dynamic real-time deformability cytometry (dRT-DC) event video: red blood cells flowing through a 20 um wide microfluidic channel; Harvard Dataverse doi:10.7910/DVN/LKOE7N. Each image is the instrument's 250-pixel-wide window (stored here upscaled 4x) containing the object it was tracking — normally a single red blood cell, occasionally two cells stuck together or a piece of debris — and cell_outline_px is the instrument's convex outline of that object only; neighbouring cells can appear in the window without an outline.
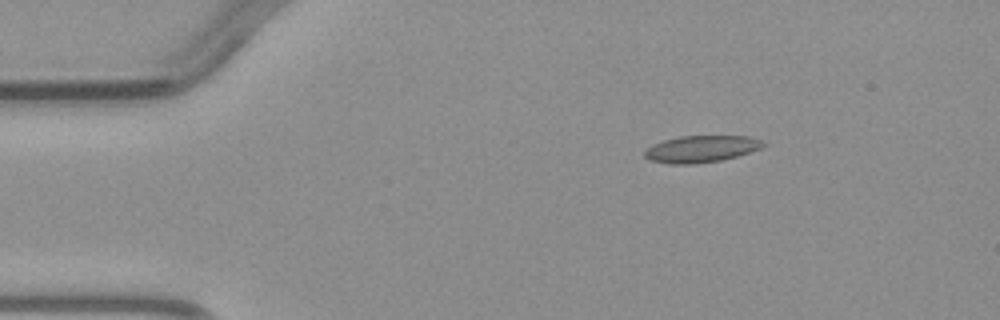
{"species": "common noctule bat (a hibernating species)", "species_latin": "Nyctalus noctula", "temperature_condition": "warm", "stored_images_in_passage": 5, "camera_frame_rate_fps": 3000, "um_per_image_px": 0.085, "animal": {"sex": "male", "body_mass_g": 23.1, "forearm_length_mm": 52.7}, "frame": {"image": 1, "passage_image": 3, "time_ms": 2.333, "image_size_px": [1000, 320], "cell_outline_px": [[768, 144], [760, 148], [736, 156], [720, 160], [692, 164], [668, 164], [648, 160], [644, 156], [644, 152], [652, 144], [664, 140], [680, 136], [748, 136], [760, 140]], "centroid_in_image_um": [59.56, 12.66], "position_along_channel_um": 25.4, "area_um2": 18.44}}
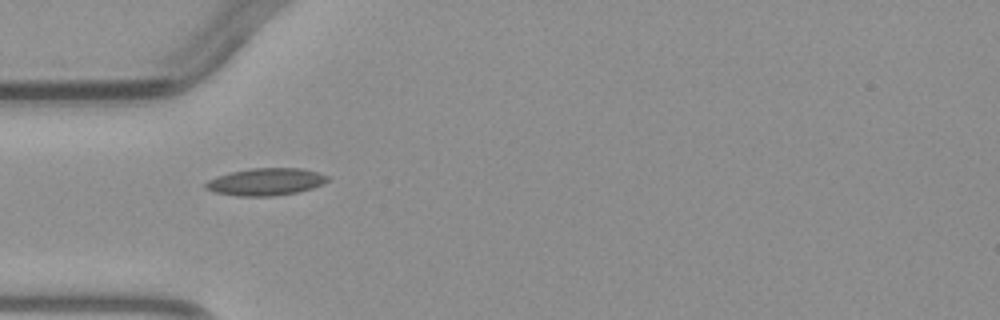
{"frame": {"image": 2, "passage_image": 5, "time_ms": 4.667, "image_size_px": [1000, 320], "cell_outline_px": [[328, 180], [312, 188], [300, 192], [272, 196], [236, 196], [216, 192], [204, 188], [204, 184], [208, 180], [216, 176], [232, 172], [252, 168], [300, 168], [316, 172], [328, 176]], "centroid_in_image_um": [22.56, 15.46], "position_along_channel_um": 62.4, "area_um2": 19.25}}